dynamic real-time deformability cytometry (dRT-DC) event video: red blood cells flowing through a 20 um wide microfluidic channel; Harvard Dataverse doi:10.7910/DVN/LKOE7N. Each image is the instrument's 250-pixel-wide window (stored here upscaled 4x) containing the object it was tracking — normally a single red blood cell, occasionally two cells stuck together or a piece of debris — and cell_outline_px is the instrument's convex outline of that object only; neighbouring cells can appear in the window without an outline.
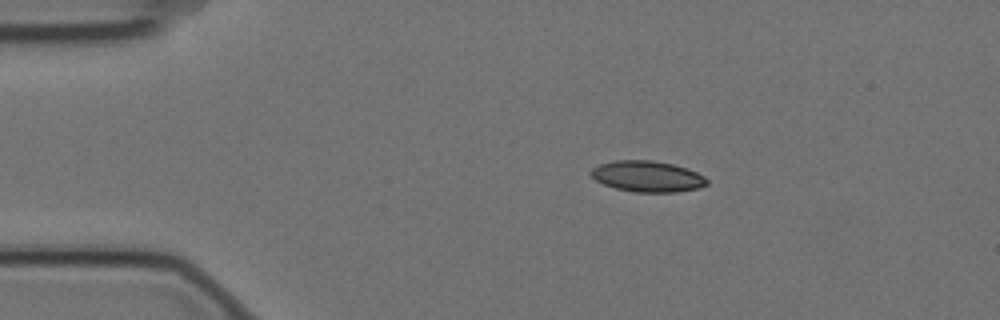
{"species": "Egyptian fruit bat (a non-hibernating species)", "species_latin": "Rousettus aegyptiacus", "temperature_condition": "cold", "stored_images_in_passage": 2, "camera_frame_rate_fps": 3000, "um_per_image_px": 0.085, "animal": {"sex": "female"}, "frame": {"image": 1, "passage_image": 1, "time_ms": 0.0, "image_size_px": [1000, 320], "cell_outline_px": [[708, 184], [696, 188], [676, 192], [636, 192], [616, 188], [604, 184], [596, 180], [588, 172], [592, 168], [600, 164], [616, 160], [652, 160], [672, 164], [688, 168], [704, 176], [708, 180]], "centroid_in_image_um": [55.02, 14.98], "position_along_channel_um": 30.0, "area_um2": 20.87}}